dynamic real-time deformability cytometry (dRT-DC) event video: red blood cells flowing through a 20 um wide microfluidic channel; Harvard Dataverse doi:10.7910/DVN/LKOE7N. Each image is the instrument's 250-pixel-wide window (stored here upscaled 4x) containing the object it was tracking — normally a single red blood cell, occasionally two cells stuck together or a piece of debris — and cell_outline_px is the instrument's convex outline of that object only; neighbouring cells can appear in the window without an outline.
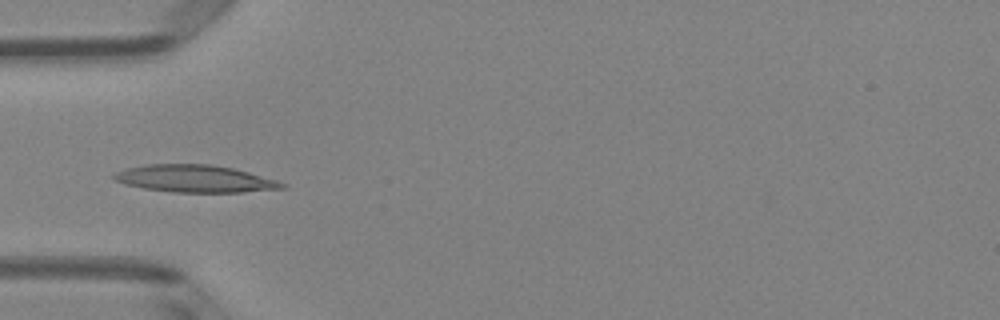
{"species": "Egyptian fruit bat (a non-hibernating species)", "species_latin": "Rousettus aegyptiacus", "temperature_condition": "room temperature", "stored_images_in_passage": 47, "camera_frame_rate_fps": 3000, "um_per_image_px": 0.085, "animal": {"sex": "female"}, "frame": {"image": 1, "passage_image": 13, "time_ms": 4.0, "image_size_px": [1000, 320], "cell_outline_px": [[288, 184], [284, 188], [244, 192], [172, 192], [144, 188], [124, 184], [112, 180], [112, 176], [116, 172], [128, 168], [144, 164], [212, 164], [232, 168], [248, 172], [276, 180]], "centroid_in_image_um": [16.54, 15.19], "position_along_channel_um": 68.5, "area_um2": 26.7}}
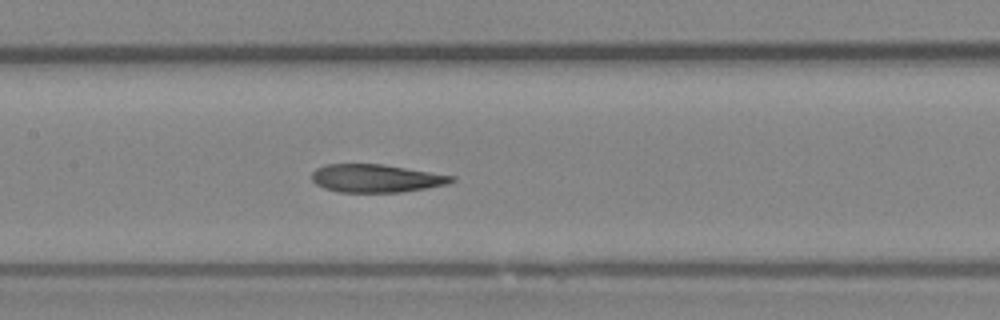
{"frame": {"image": 2, "passage_image": 21, "time_ms": 6.667, "image_size_px": [1000, 320], "cell_outline_px": [[456, 180], [448, 184], [400, 192], [340, 192], [324, 188], [316, 184], [312, 180], [312, 172], [316, 168], [324, 164], [380, 164], [456, 176]], "centroid_in_image_um": [31.95, 15.15], "position_along_channel_um": 175.5, "area_um2": 22.72}}
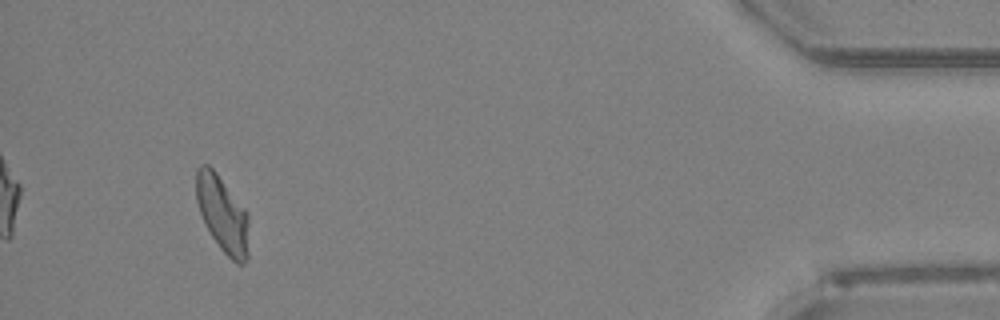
{"frame": {"image": 3, "passage_image": 44, "time_ms": 14.333, "image_size_px": [1000, 320], "cell_outline_px": [[248, 260], [244, 264], [236, 264], [220, 248], [204, 224], [196, 200], [196, 168], [200, 164], [208, 164], [216, 172], [248, 212]], "centroid_in_image_um": [18.92, 18.2], "position_along_channel_um": 416.3, "area_um2": 23.58}, "authors_computed_cell_mechanics": {"area_um2": 23.7558, "velocity_mm_per_s": 4.0307, "shape_relaxation_time_tau1_ms": null, "shape_relaxation_time_tau2_ms": 2.7884, "deformation_change_tau1": null, "deformation_change_tau2": 0.0944}}